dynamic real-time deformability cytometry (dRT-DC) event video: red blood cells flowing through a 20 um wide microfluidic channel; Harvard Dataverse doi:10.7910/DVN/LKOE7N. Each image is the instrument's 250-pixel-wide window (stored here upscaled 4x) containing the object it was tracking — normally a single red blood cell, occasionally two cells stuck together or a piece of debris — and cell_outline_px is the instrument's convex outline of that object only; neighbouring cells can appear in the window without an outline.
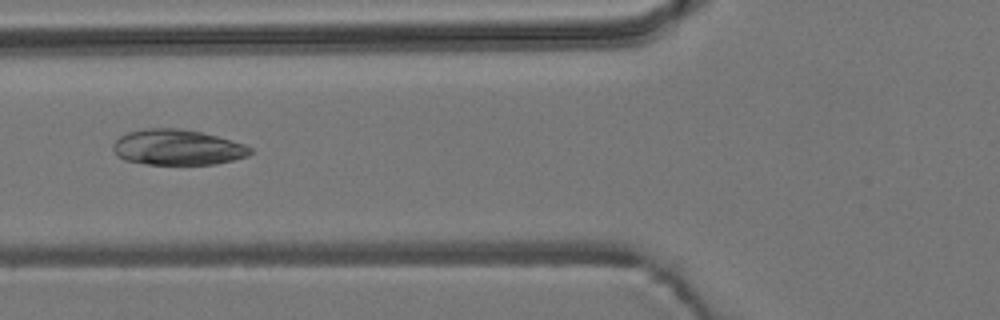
{"species": "common noctule bat (a hibernating species)", "species_latin": "Nyctalus noctula", "temperature_condition": "room temperature", "stored_images_in_passage": 9, "camera_frame_rate_fps": 3000, "um_per_image_px": 0.085, "animal": {"sex": "male", "body_mass_g": 19.2, "forearm_length_mm": 51.8}, "frame": {"image": 1, "passage_image": 9, "time_ms": 9.333, "image_size_px": [1000, 320], "cell_outline_px": [[252, 152], [248, 156], [216, 164], [148, 164], [124, 160], [116, 156], [112, 148], [112, 144], [120, 136], [128, 132], [144, 128], [180, 128], [200, 132], [216, 136], [244, 144], [252, 148]], "centroid_in_image_um": [15.05, 12.52], "position_along_channel_um": 110.8, "area_um2": 28.44}}